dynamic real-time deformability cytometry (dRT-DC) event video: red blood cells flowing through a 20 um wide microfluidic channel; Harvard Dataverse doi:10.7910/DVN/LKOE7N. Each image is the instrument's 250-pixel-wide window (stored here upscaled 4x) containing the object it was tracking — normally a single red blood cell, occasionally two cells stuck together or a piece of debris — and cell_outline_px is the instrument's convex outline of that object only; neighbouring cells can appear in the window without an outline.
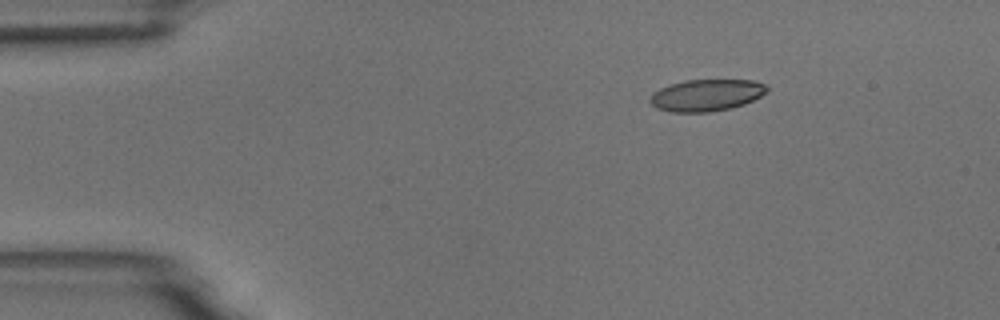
{"species": "common noctule bat (a hibernating species)", "species_latin": "Nyctalus noctula", "temperature_condition": "room temperature", "stored_images_in_passage": 3, "camera_frame_rate_fps": 3000, "um_per_image_px": 0.085, "animal": {"sex": "male", "body_mass_g": 18.8}, "frame": {"image": 1, "passage_image": 1, "time_ms": 0.0, "image_size_px": [1000, 320], "cell_outline_px": [[768, 92], [744, 104], [728, 108], [708, 112], [672, 112], [656, 108], [648, 100], [652, 92], [660, 88], [684, 80], [752, 80], [764, 84], [768, 88]], "centroid_in_image_um": [60.02, 8.09], "position_along_channel_um": 25.0, "area_um2": 21.56}}